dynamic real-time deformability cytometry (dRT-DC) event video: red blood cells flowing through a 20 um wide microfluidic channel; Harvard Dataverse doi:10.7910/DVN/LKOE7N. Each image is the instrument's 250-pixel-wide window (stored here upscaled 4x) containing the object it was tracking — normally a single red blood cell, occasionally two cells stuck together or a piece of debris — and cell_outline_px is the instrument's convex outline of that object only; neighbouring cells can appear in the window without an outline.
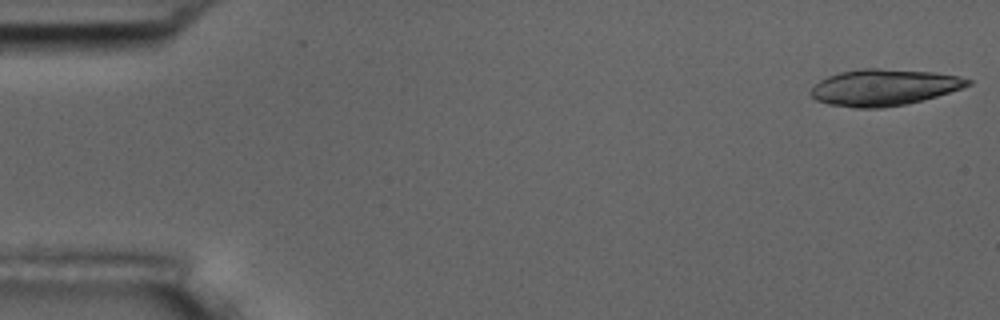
{"species": "common noctule bat (a hibernating species)", "species_latin": "Nyctalus noctula", "temperature_condition": "room temperature", "stored_images_in_passage": 6, "camera_frame_rate_fps": 3000, "um_per_image_px": 0.085, "animal": {"sex": "male", "body_mass_g": 17.5, "forearm_length_mm": 52.3}, "frame": {"image": 1, "passage_image": 1, "time_ms": 0.0, "image_size_px": [1000, 320], "cell_outline_px": [[972, 84], [936, 96], [904, 104], [884, 108], [852, 108], [828, 104], [816, 100], [808, 92], [820, 80], [828, 76], [840, 72], [864, 68], [876, 68], [936, 72], [960, 76], [972, 80]], "centroid_in_image_um": [75.11, 7.42], "position_along_channel_um": 9.9, "area_um2": 33.23}}